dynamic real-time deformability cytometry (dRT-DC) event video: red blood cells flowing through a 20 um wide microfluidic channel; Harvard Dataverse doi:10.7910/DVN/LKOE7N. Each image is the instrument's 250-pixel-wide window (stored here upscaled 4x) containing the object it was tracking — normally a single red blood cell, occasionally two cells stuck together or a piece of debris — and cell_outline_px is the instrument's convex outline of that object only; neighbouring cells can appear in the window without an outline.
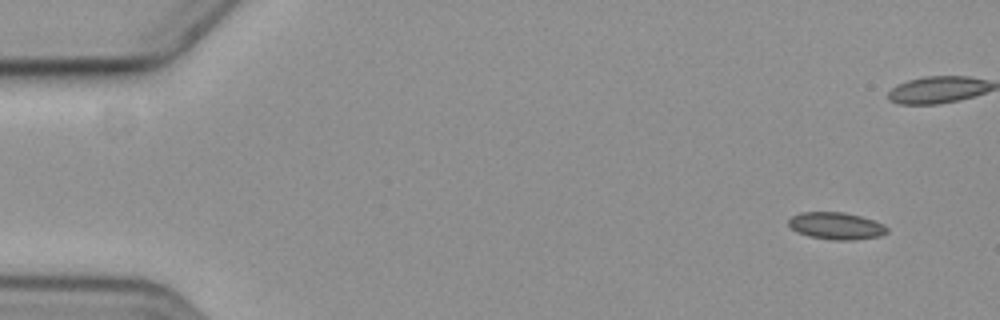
{"species": "common noctule bat (a hibernating species)", "species_latin": "Nyctalus noctula", "temperature_condition": "cold", "stored_images_in_passage": 6, "camera_frame_rate_fps": 3000, "um_per_image_px": 0.085, "animal": {"sex": "female", "body_mass_g": 19.3, "forearm_length_mm": 54.1}, "frame": {"image": 1, "passage_image": 1, "time_ms": 0.0, "image_size_px": [1000, 320], "cell_outline_px": [[888, 232], [880, 236], [852, 240], [832, 240], [808, 236], [796, 232], [788, 224], [788, 220], [792, 216], [800, 212], [844, 212], [860, 216], [884, 224], [888, 228]], "centroid_in_image_um": [71.07, 19.2], "position_along_channel_um": 13.9, "area_um2": 15.61}}